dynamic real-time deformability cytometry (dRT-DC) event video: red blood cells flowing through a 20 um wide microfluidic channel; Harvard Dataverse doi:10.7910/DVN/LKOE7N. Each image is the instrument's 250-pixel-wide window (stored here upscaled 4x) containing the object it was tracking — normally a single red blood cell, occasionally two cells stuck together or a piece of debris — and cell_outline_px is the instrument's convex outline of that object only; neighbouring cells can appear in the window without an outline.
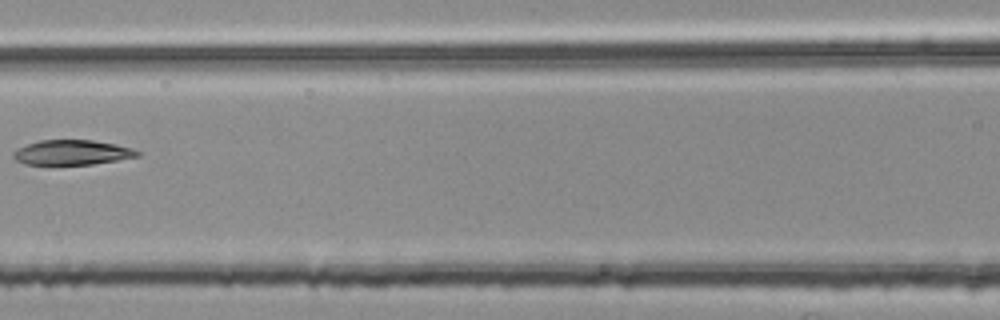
{"species": "common noctule bat (a hibernating species)", "species_latin": "Nyctalus noctula", "temperature_condition": "room temperature", "stored_images_in_passage": 3, "camera_frame_rate_fps": 3000, "um_per_image_px": 0.085, "animal": {"sex": "female", "body_mass_g": 25.1}, "frame": {"image": 1, "passage_image": 3, "time_ms": 0.667, "image_size_px": [1000, 320], "cell_outline_px": [[140, 156], [92, 164], [24, 164], [16, 160], [12, 156], [12, 152], [28, 144], [40, 140], [92, 140], [132, 148], [140, 152]], "centroid_in_image_um": [6.11, 12.96], "position_along_channel_um": 160.5, "area_um2": 17.69}}